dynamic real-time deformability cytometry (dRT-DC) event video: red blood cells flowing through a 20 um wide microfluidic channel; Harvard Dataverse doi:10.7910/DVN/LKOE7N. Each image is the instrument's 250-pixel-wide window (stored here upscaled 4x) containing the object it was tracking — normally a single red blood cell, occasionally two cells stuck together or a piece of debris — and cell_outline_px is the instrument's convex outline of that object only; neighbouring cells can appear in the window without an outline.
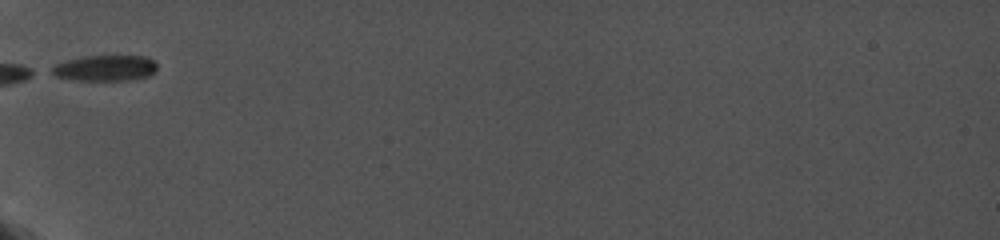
{"species": "common noctule bat (a hibernating species)", "species_latin": "Nyctalus noctula", "temperature_condition": "cold", "stored_images_in_passage": 3, "camera_frame_rate_fps": 5000, "um_per_image_px": 0.085, "animal": {"sex": "female", "body_mass_g": 19.0, "forearm_length_mm": 56.7}, "frame": {"image": 1, "passage_image": 1, "time_ms": 0.0, "image_size_px": [1000, 240], "cell_outline_px": [[156, 72], [148, 76], [132, 80], [76, 80], [56, 76], [48, 72], [48, 68], [56, 64], [80, 56], [144, 56], [152, 60], [156, 64]], "centroid_in_image_um": [8.9, 5.79], "position_along_channel_um": 76.1, "area_um2": 15.95}}